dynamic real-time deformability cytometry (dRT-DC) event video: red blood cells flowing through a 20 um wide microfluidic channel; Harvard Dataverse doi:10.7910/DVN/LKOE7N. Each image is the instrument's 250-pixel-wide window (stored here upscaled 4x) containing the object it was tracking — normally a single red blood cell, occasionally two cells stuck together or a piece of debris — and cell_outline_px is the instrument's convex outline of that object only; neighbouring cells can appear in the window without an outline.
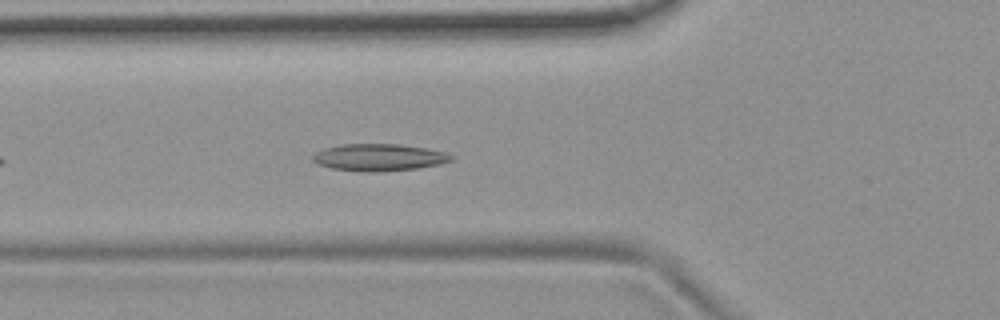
{"species": "common noctule bat (a hibernating species)", "species_latin": "Nyctalus noctula", "temperature_condition": "room temperature", "stored_images_in_passage": 10, "camera_frame_rate_fps": 3000, "um_per_image_px": 0.085, "animal": {"sex": "female", "body_mass_g": 19.9}, "frame": {"image": 1, "passage_image": 7, "time_ms": 2.0, "image_size_px": [1000, 320], "cell_outline_px": [[456, 156], [452, 160], [440, 164], [416, 168], [376, 172], [364, 172], [332, 168], [316, 164], [312, 160], [312, 156], [316, 152], [324, 148], [340, 144], [400, 144], [424, 148], [444, 152]], "centroid_in_image_um": [32.19, 13.37], "position_along_channel_um": 93.6, "area_um2": 21.85}}